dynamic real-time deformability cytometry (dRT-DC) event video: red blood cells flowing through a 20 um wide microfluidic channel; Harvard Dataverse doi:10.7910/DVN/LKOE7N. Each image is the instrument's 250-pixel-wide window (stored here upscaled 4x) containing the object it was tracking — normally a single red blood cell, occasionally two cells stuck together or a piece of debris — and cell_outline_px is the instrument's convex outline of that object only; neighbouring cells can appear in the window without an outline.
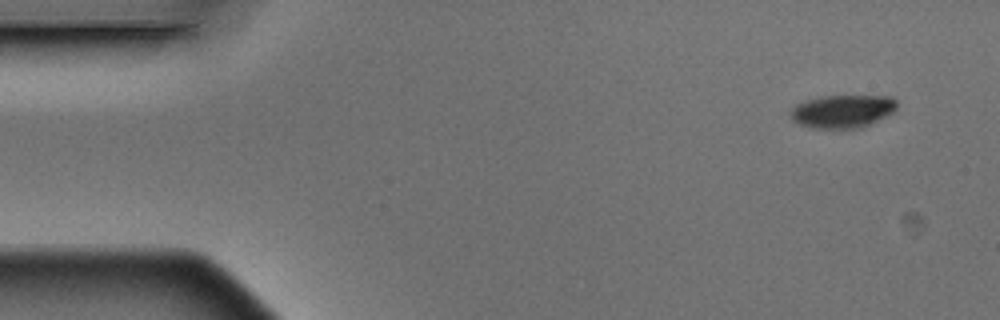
{"species": "Egyptian fruit bat (a non-hibernating species)", "species_latin": "Rousettus aegyptiacus", "temperature_condition": "warm", "stored_images_in_passage": 8, "camera_frame_rate_fps": 3000, "um_per_image_px": 0.085, "animal": {"sex": "male"}, "frame": {"image": 1, "passage_image": 1, "time_ms": 0.0, "image_size_px": [1000, 320], "cell_outline_px": [[896, 108], [888, 116], [860, 128], [808, 128], [792, 120], [788, 112], [796, 104], [804, 100], [820, 96], [892, 96], [896, 100]], "centroid_in_image_um": [71.58, 9.45], "position_along_channel_um": 13.4, "area_um2": 20.69}}
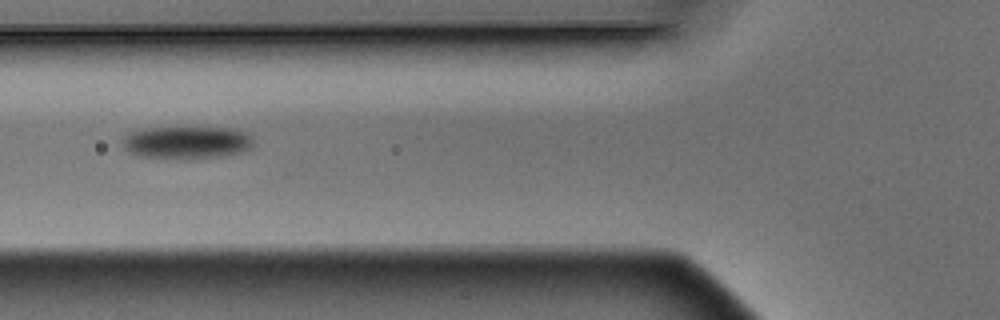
{"frame": {"image": 2, "passage_image": 5, "time_ms": 1.333, "image_size_px": [1000, 320], "cell_outline_px": [[252, 144], [244, 152], [220, 156], [136, 156], [124, 148], [124, 140], [132, 132], [148, 128], [232, 128], [244, 132], [252, 136]], "centroid_in_image_um": [15.93, 12.07], "position_along_channel_um": 109.9, "area_um2": 23.52}}
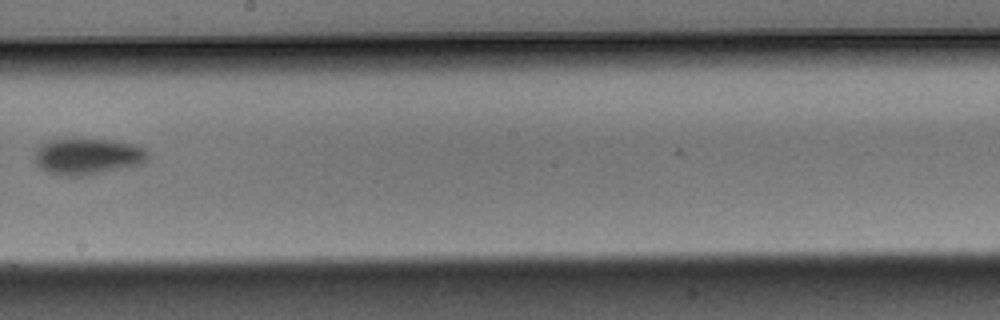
{"frame": {"image": 3, "passage_image": 8, "time_ms": 2.333, "image_size_px": [1000, 320], "cell_outline_px": [[148, 156], [140, 164], [84, 176], [60, 176], [48, 172], [40, 168], [36, 164], [36, 148], [40, 144], [52, 140], [112, 140], [132, 144], [144, 148]], "centroid_in_image_um": [7.4, 13.31], "position_along_channel_um": 240.8, "area_um2": 23.47}}